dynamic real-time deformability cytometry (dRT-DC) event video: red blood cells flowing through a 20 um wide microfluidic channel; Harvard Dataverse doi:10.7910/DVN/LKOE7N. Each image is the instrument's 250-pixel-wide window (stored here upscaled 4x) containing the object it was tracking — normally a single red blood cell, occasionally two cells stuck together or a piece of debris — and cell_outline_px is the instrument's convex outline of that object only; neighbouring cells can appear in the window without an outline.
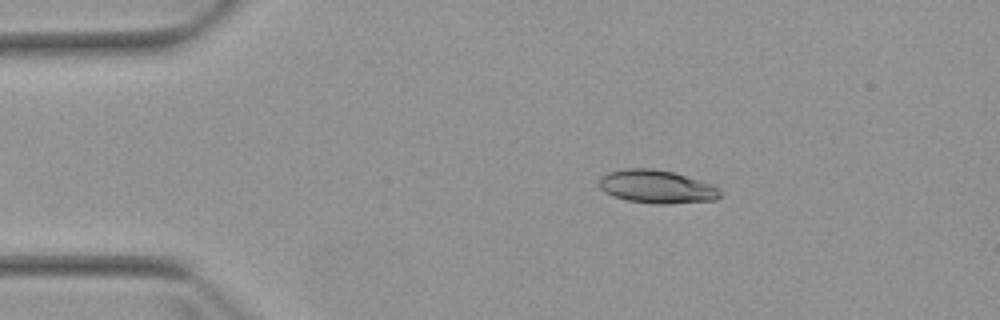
{"species": "Egyptian fruit bat (a non-hibernating species)", "species_latin": "Rousettus aegyptiacus", "temperature_condition": "warm", "stored_images_in_passage": 2, "camera_frame_rate_fps": 3000, "um_per_image_px": 0.085, "animal": {"sex": "female"}, "frame": {"image": 1, "passage_image": 2, "time_ms": 1.333, "image_size_px": [1000, 320], "cell_outline_px": [[720, 196], [716, 200], [668, 204], [656, 204], [628, 200], [612, 196], [604, 192], [600, 188], [600, 176], [608, 172], [628, 168], [648, 168], [676, 172], [712, 184], [720, 192]], "centroid_in_image_um": [55.81, 15.86], "position_along_channel_um": 29.2, "area_um2": 23.47}}